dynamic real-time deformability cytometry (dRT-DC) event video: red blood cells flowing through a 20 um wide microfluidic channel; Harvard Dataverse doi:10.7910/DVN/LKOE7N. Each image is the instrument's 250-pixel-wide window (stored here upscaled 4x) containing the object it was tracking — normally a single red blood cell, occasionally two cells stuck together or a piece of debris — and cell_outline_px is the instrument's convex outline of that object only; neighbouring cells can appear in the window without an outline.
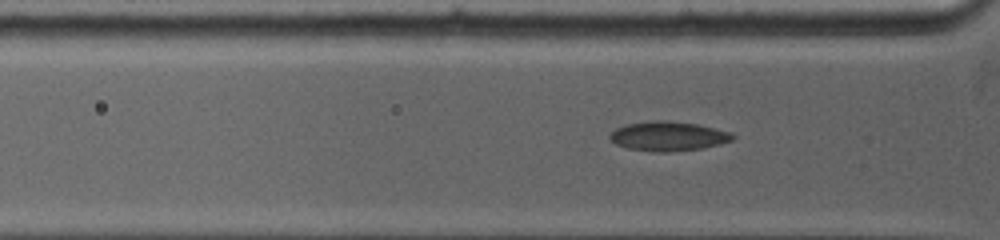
{"species": "common noctule bat (a hibernating species)", "species_latin": "Nyctalus noctula", "temperature_condition": "warm", "stored_images_in_passage": 51, "camera_frame_rate_fps": 5000, "um_per_image_px": 0.085, "animal": {"sex": "female", "body_mass_g": 19.0, "forearm_length_mm": 53.3}, "frame": {"image": 1, "passage_image": 9, "time_ms": 1.0, "image_size_px": [1000, 240], "cell_outline_px": [[736, 136], [732, 140], [720, 144], [700, 148], [672, 152], [652, 152], [628, 148], [616, 144], [608, 136], [616, 128], [628, 124], [652, 120], [668, 120], [696, 124], [732, 132]], "centroid_in_image_um": [56.81, 11.57], "position_along_channel_um": 69.0, "area_um2": 21.04}}
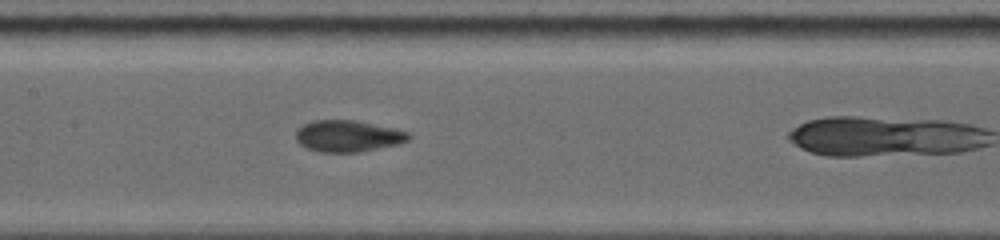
{"frame": {"image": 2, "passage_image": 26, "time_ms": 3.8, "image_size_px": [1000, 240], "cell_outline_px": [[412, 136], [408, 140], [400, 144], [360, 152], [320, 152], [308, 148], [300, 144], [296, 140], [296, 132], [304, 124], [312, 120], [356, 120], [396, 128], [412, 132]], "centroid_in_image_um": [29.65, 11.56], "position_along_channel_um": 177.8, "area_um2": 20.98}}
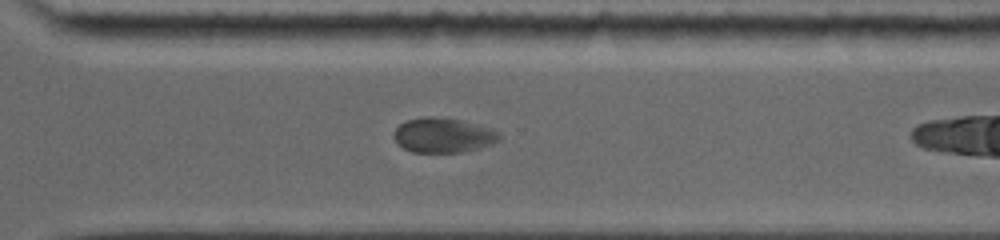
{"frame": {"image": 3, "passage_image": 44, "time_ms": 7.8, "image_size_px": [1000, 240], "cell_outline_px": [[500, 140], [492, 144], [460, 152], [412, 152], [404, 148], [392, 136], [392, 132], [404, 120], [424, 116], [432, 116], [460, 120], [492, 128], [500, 132]], "centroid_in_image_um": [37.65, 11.48], "position_along_channel_um": 332.9, "area_um2": 21.39}}